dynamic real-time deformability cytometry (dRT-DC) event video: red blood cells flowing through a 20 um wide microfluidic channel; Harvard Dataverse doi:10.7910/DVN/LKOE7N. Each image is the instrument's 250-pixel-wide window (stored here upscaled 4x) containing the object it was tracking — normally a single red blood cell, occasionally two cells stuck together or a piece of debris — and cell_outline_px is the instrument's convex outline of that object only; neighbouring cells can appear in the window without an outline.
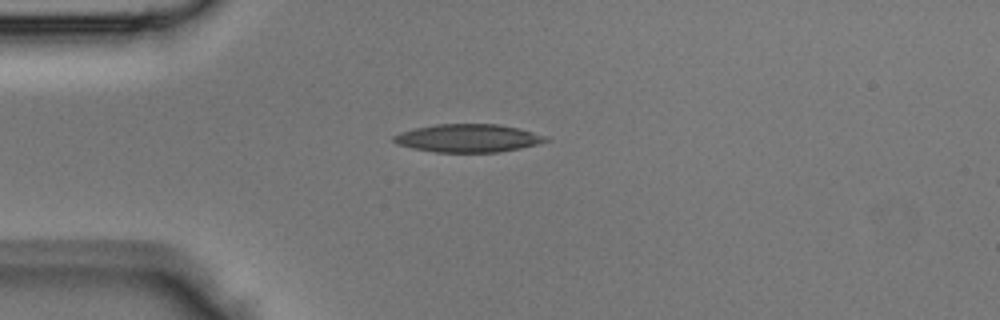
{"species": "Egyptian fruit bat (a non-hibernating species)", "species_latin": "Rousettus aegyptiacus", "temperature_condition": "room temperature", "stored_images_in_passage": 2, "segment_of_instrument_passage": [2, 2], "camera_frame_rate_fps": 3000, "um_per_image_px": 0.085, "animal": {"sex": "male"}, "frame": {"image": 1, "passage_image": 2, "time_ms": 0.333, "image_size_px": [1000, 320], "cell_outline_px": [[552, 140], [520, 148], [500, 152], [436, 152], [412, 148], [396, 144], [392, 140], [392, 136], [400, 132], [416, 128], [436, 124], [500, 124], [520, 128], [548, 136]], "centroid_in_image_um": [39.81, 11.74], "position_along_channel_um": 45.2, "area_um2": 25.03}}